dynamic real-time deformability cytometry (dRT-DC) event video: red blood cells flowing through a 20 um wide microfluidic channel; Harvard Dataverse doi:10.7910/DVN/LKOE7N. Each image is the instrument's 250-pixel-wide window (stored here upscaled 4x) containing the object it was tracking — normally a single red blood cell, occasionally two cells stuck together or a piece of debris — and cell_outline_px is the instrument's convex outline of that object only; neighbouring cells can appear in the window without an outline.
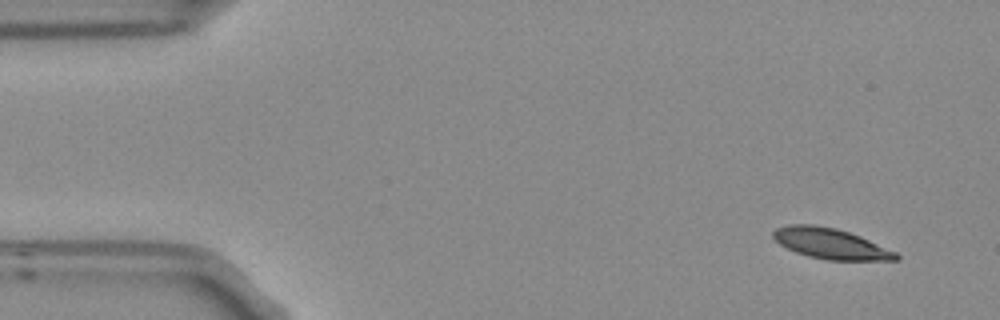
{"species": "Egyptian fruit bat (a non-hibernating species)", "species_latin": "Rousettus aegyptiacus", "temperature_condition": "room temperature", "stored_images_in_passage": 4, "camera_frame_rate_fps": 3000, "um_per_image_px": 0.085, "frame": {"image": 1, "passage_image": 1, "time_ms": 0.0, "image_size_px": [1000, 320], "cell_outline_px": [[900, 260], [828, 260], [808, 256], [796, 252], [780, 244], [772, 236], [772, 232], [776, 228], [788, 224], [812, 224], [836, 228], [860, 236], [896, 252], [900, 256]], "centroid_in_image_um": [70.59, 20.7], "position_along_channel_um": 14.4, "area_um2": 21.79}}
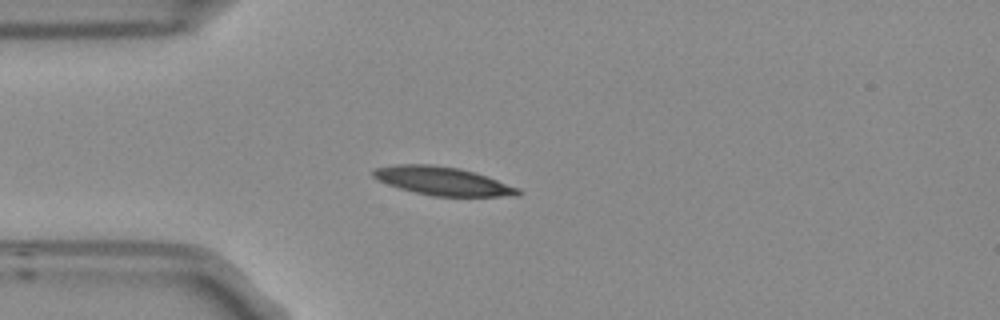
{"frame": {"image": 2, "passage_image": 4, "time_ms": 1.0, "image_size_px": [1000, 320], "cell_outline_px": [[524, 192], [520, 196], [432, 196], [400, 188], [376, 180], [372, 176], [372, 172], [376, 168], [400, 164], [428, 164], [460, 168], [520, 188]], "centroid_in_image_um": [37.64, 15.4], "position_along_channel_um": 47.4, "area_um2": 23.76}}